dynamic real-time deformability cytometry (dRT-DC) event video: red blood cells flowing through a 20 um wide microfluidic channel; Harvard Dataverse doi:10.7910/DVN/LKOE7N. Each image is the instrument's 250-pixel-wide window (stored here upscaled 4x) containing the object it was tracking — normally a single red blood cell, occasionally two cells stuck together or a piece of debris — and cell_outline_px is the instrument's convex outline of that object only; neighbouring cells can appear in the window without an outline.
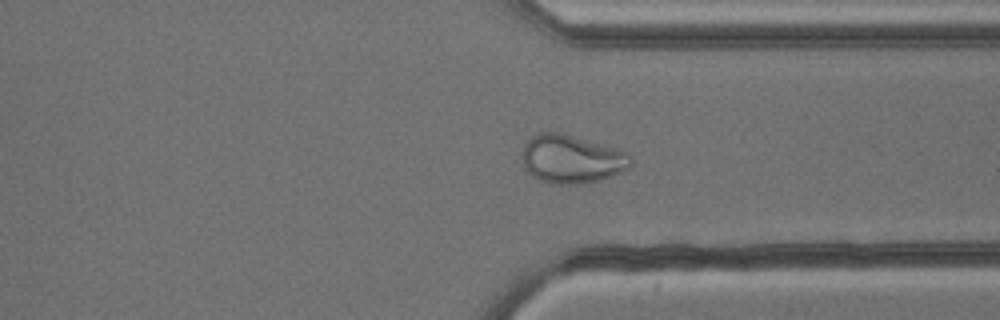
{"species": "common noctule bat (a hibernating species)", "species_latin": "Nyctalus noctula", "temperature_condition": "cold", "stored_images_in_passage": 45, "camera_frame_rate_fps": 3000, "um_per_image_px": 0.085, "animal": {"sex": "male", "body_mass_g": 13.3}, "frame": {"image": 1, "passage_image": 32, "time_ms": 10.333, "image_size_px": [1000, 320], "cell_outline_px": [[632, 164], [628, 168], [620, 172], [600, 180], [580, 184], [556, 184], [540, 180], [532, 176], [524, 168], [524, 144], [532, 136], [540, 132], [560, 132], [616, 148], [628, 152], [632, 156]], "centroid_in_image_um": [48.61, 13.52], "position_along_channel_um": 362.8, "area_um2": 30.52}}
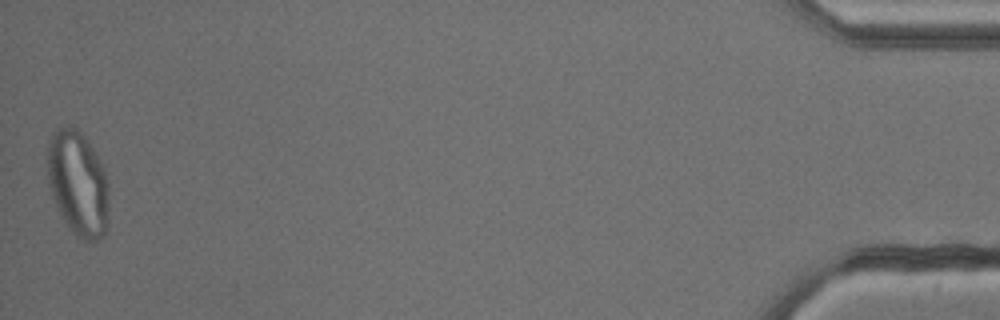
{"frame": {"image": 2, "passage_image": 45, "time_ms": 14.667, "image_size_px": [1000, 320], "cell_outline_px": [[108, 228], [104, 236], [96, 240], [84, 240], [72, 232], [64, 220], [52, 196], [48, 184], [48, 144], [52, 132], [68, 124], [72, 124], [84, 136], [92, 148], [104, 168], [108, 180]], "centroid_in_image_um": [6.64, 15.58], "position_along_channel_um": 428.6, "area_um2": 37.74}}